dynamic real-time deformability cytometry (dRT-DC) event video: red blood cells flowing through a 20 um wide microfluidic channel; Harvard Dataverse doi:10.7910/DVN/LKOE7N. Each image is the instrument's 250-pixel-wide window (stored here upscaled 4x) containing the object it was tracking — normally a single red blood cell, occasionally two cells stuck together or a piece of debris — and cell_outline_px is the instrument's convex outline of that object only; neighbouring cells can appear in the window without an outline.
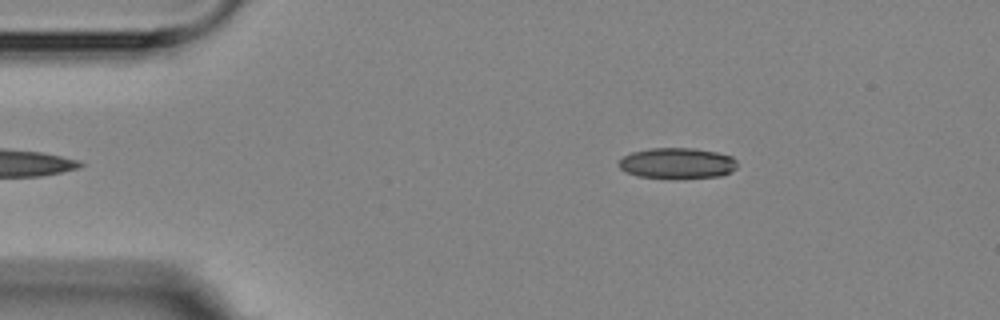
{"species": "Egyptian fruit bat (a non-hibernating species)", "species_latin": "Rousettus aegyptiacus", "temperature_condition": "room temperature", "stored_images_in_passage": 3, "camera_frame_rate_fps": 3000, "um_per_image_px": 0.085, "animal": {"sex": "female"}, "frame": {"image": 1, "passage_image": 3, "time_ms": 3.0, "image_size_px": [1000, 320], "cell_outline_px": [[736, 168], [732, 172], [720, 176], [636, 176], [620, 168], [616, 164], [624, 156], [632, 152], [652, 148], [692, 148], [716, 152], [732, 156], [736, 160]], "centroid_in_image_um": [57.57, 13.83], "position_along_channel_um": 27.4, "area_um2": 20.52}}